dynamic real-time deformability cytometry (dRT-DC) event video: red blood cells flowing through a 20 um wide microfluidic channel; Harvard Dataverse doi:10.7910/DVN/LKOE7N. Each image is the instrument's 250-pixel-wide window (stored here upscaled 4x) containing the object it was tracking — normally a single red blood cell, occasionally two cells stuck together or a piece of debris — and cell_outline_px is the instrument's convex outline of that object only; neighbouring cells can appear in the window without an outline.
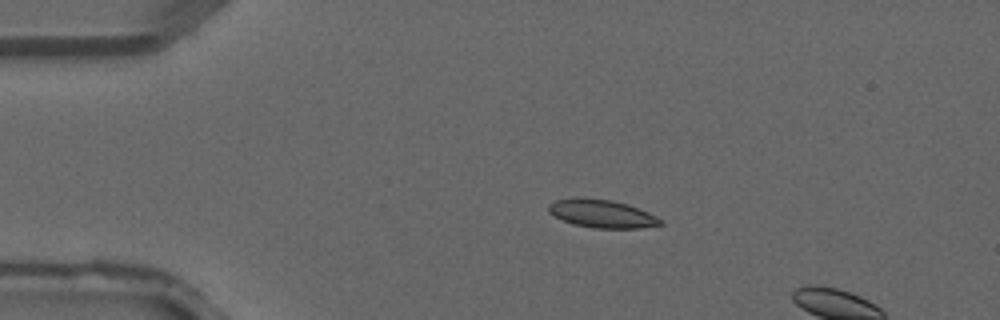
{"species": "common noctule bat (a hibernating species)", "species_latin": "Nyctalus noctula", "temperature_condition": "warm", "stored_images_in_passage": 2, "camera_frame_rate_fps": 3000, "um_per_image_px": 0.085, "animal": {"sex": "male", "forearm_length_mm": 52.5}, "frame": {"image": 1, "passage_image": 1, "time_ms": 0.0, "image_size_px": [1000, 320], "cell_outline_px": [[664, 224], [640, 228], [592, 228], [572, 224], [548, 212], [548, 204], [556, 200], [576, 196], [580, 196], [612, 200], [628, 204], [648, 212], [664, 220]], "centroid_in_image_um": [51.16, 18.15], "position_along_channel_um": 33.8, "area_um2": 18.61}}